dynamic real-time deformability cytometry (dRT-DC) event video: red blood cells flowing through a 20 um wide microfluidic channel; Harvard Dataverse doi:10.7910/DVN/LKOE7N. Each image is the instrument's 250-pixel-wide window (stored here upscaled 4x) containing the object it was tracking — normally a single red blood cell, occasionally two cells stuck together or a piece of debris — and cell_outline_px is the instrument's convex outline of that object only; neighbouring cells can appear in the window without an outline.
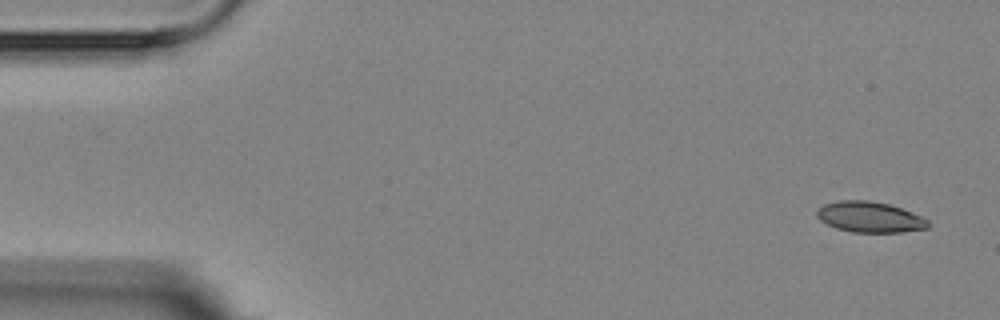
{"species": "Egyptian fruit bat (a non-hibernating species)", "species_latin": "Rousettus aegyptiacus", "temperature_condition": "room temperature", "stored_images_in_passage": 16, "camera_frame_rate_fps": 3000, "um_per_image_px": 0.085, "animal": {"sex": "female"}, "frame": {"image": 1, "passage_image": 1, "time_ms": 0.0, "image_size_px": [1000, 320], "cell_outline_px": [[928, 228], [900, 232], [852, 232], [836, 228], [820, 220], [816, 216], [816, 212], [824, 204], [840, 200], [868, 200], [888, 204], [924, 216], [928, 220]], "centroid_in_image_um": [73.94, 18.45], "position_along_channel_um": 11.1, "area_um2": 19.83}}
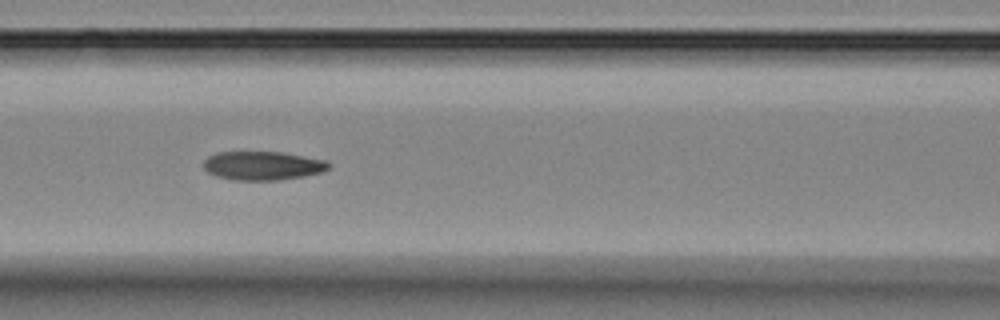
{"frame": {"image": 2, "passage_image": 7, "time_ms": 7.0, "image_size_px": [1000, 320], "cell_outline_px": [[332, 164], [328, 168], [320, 172], [304, 176], [280, 180], [232, 180], [216, 176], [208, 172], [204, 168], [204, 160], [208, 156], [216, 152], [280, 152], [324, 160]], "centroid_in_image_um": [22.29, 14.08], "position_along_channel_um": 144.3, "area_um2": 20.87}}
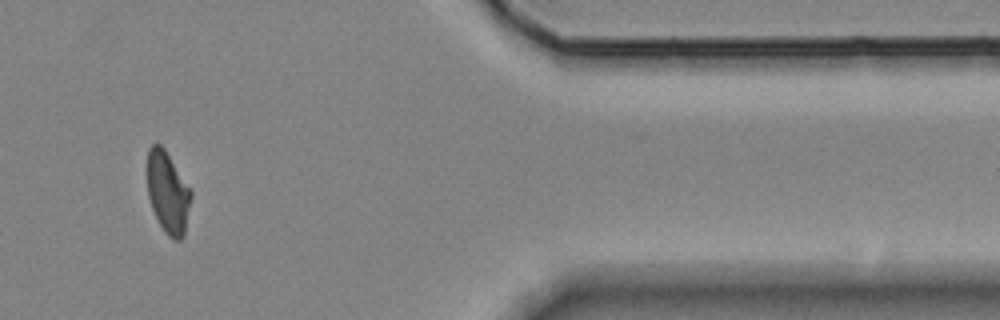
{"frame": {"image": 3, "passage_image": 14, "time_ms": 15.0, "image_size_px": [1000, 320], "cell_outline_px": [[192, 196], [184, 236], [180, 240], [172, 240], [164, 232], [152, 208], [148, 196], [148, 148], [156, 140], [164, 148], [192, 188]], "centroid_in_image_um": [14.29, 16.35], "position_along_channel_um": 397.1, "area_um2": 21.15}, "authors_computed_cell_mechanics": {"area_um2": 21.0392, "velocity_mm_per_s": 3.5779, "shape_relaxation_time_tau1_ms": 9.8068, "shape_relaxation_time_tau2_ms": 2.275, "deformation_change_tau1": 0.1947, "deformation_change_tau2": 0.0563}}